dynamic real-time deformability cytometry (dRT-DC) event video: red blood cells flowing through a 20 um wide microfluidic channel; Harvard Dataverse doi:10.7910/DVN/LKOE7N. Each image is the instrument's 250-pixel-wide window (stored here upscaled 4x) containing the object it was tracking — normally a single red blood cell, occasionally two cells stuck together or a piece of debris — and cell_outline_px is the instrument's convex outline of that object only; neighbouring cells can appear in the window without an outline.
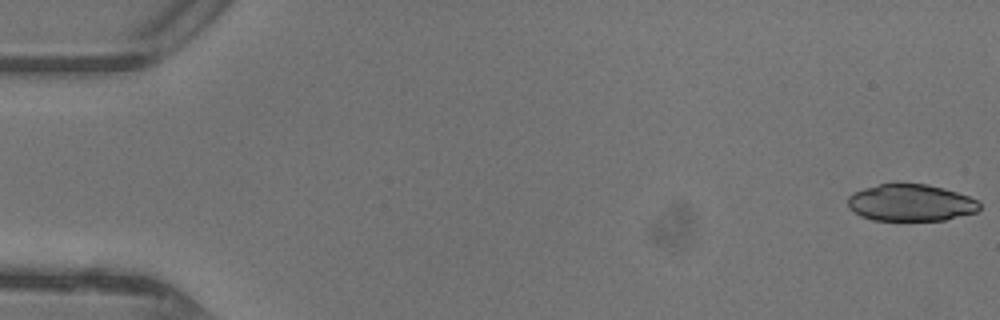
{"species": "common noctule bat (a hibernating species)", "species_latin": "Nyctalus noctula", "temperature_condition": "warm", "stored_images_in_passage": 46, "camera_frame_rate_fps": 3000, "um_per_image_px": 0.085, "animal": {"sex": "female"}, "frame": {"image": 1, "passage_image": 1, "time_ms": 0.0, "image_size_px": [1000, 320], "cell_outline_px": [[980, 208], [976, 212], [944, 220], [872, 220], [860, 216], [848, 208], [848, 196], [852, 192], [864, 188], [880, 184], [900, 180], [928, 184], [944, 188], [968, 196], [976, 200], [980, 204]], "centroid_in_image_um": [77.36, 17.19], "position_along_channel_um": 7.6, "area_um2": 28.96}}
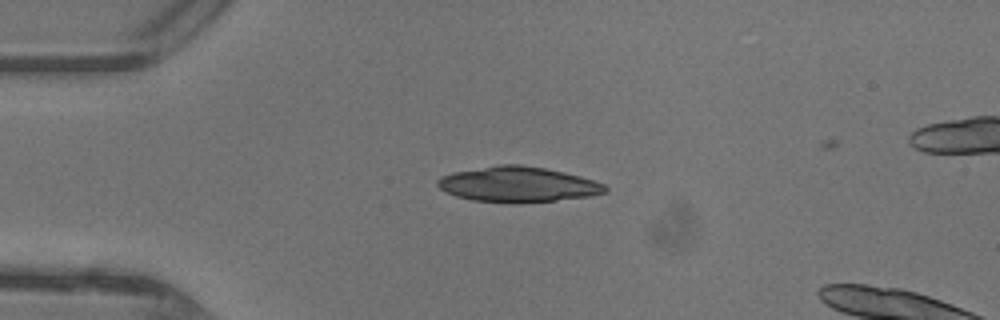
{"frame": {"image": 2, "passage_image": 12, "time_ms": 3.667, "image_size_px": [1000, 320], "cell_outline_px": [[608, 192], [588, 196], [556, 200], [516, 204], [512, 204], [472, 200], [456, 196], [440, 188], [436, 184], [436, 180], [440, 176], [452, 172], [500, 164], [520, 164], [544, 168], [564, 172], [580, 176], [604, 184], [608, 188]], "centroid_in_image_um": [44.0, 15.68], "position_along_channel_um": 41.0, "area_um2": 34.68}}
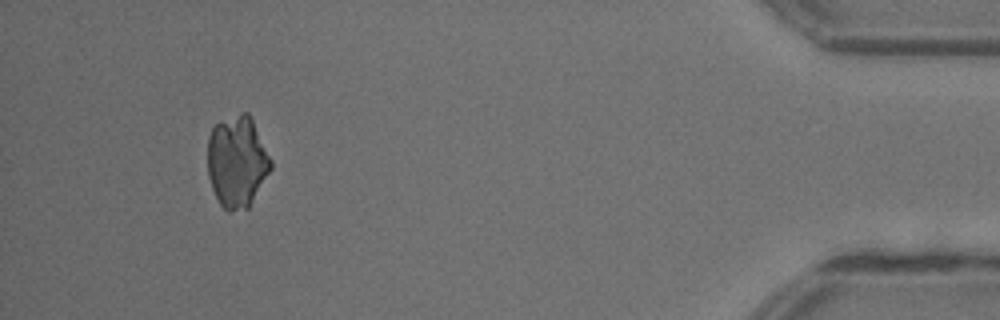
{"frame": {"image": 3, "passage_image": 44, "time_ms": 14.333, "image_size_px": [1000, 320], "cell_outline_px": [[272, 168], [248, 208], [232, 212], [228, 212], [220, 204], [212, 188], [208, 176], [208, 136], [212, 128], [220, 120], [240, 112], [248, 112], [272, 160]], "centroid_in_image_um": [20.14, 13.73], "position_along_channel_um": 415.1, "area_um2": 33.81}}